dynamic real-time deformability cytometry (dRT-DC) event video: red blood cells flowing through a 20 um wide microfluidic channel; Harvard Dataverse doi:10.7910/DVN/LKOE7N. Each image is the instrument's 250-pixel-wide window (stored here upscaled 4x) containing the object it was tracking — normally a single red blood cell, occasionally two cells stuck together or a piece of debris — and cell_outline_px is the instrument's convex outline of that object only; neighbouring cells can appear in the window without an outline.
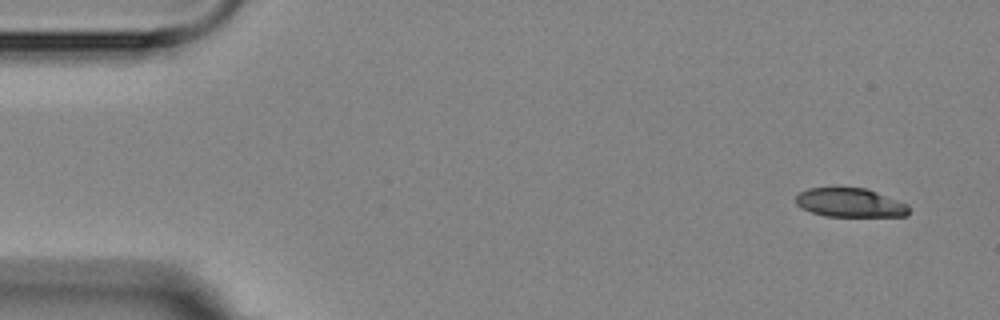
{"species": "Egyptian fruit bat (a non-hibernating species)", "species_latin": "Rousettus aegyptiacus", "temperature_condition": "room temperature", "stored_images_in_passage": 10, "camera_frame_rate_fps": 3000, "um_per_image_px": 0.085, "animal": {"sex": "female"}, "frame": {"image": 1, "passage_image": 1, "time_ms": 0.0, "image_size_px": [1000, 320], "cell_outline_px": [[908, 216], [824, 216], [800, 208], [796, 204], [796, 196], [800, 192], [808, 188], [864, 188], [876, 192], [908, 204]], "centroid_in_image_um": [72.23, 17.24], "position_along_channel_um": 12.8, "area_um2": 18.9}}
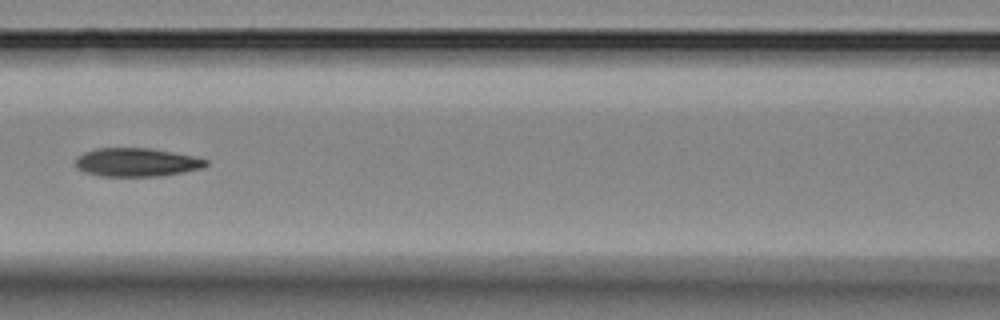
{"frame": {"image": 2, "passage_image": 6, "time_ms": 7.0, "image_size_px": [1000, 320], "cell_outline_px": [[208, 164], [204, 168], [160, 176], [100, 176], [84, 172], [76, 168], [76, 156], [84, 152], [96, 148], [148, 148], [196, 156], [208, 160]], "centroid_in_image_um": [11.61, 13.79], "position_along_channel_um": 155.0, "area_um2": 21.79}}
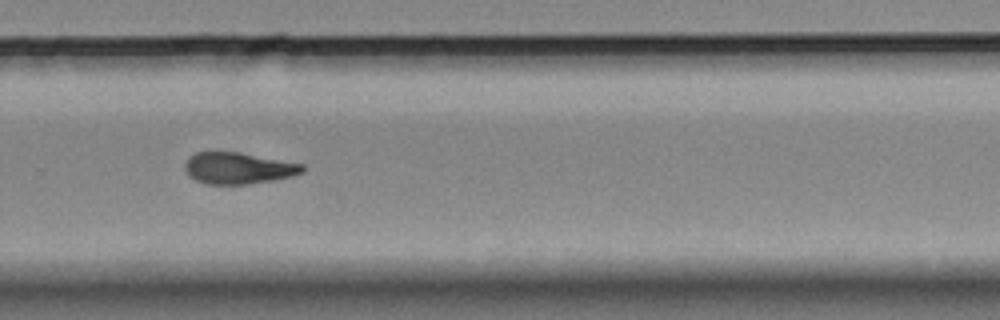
{"frame": {"image": 3, "passage_image": 10, "time_ms": 11.333, "image_size_px": [1000, 320], "cell_outline_px": [[304, 172], [292, 176], [272, 180], [248, 184], [208, 184], [196, 180], [188, 176], [184, 168], [184, 164], [188, 156], [196, 152], [212, 148], [240, 152], [304, 164]], "centroid_in_image_um": [20.18, 14.24], "position_along_channel_um": 309.6, "area_um2": 22.31}}